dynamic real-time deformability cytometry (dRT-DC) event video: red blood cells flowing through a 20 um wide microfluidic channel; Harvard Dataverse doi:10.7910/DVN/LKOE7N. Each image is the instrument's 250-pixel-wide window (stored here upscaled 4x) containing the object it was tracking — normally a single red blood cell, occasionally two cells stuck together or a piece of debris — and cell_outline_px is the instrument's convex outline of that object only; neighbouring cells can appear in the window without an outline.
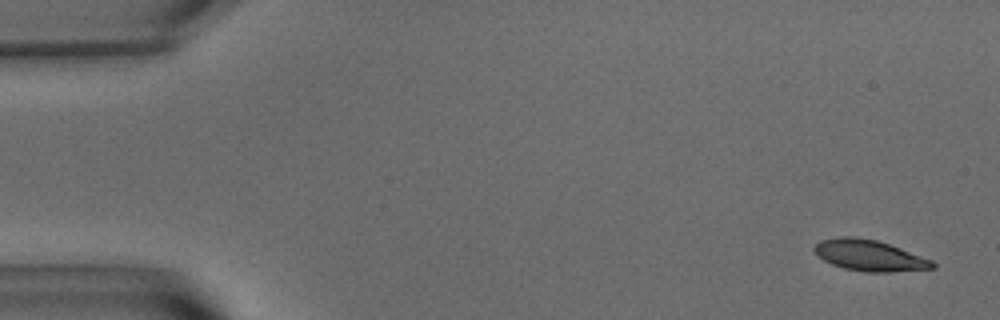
{"species": "common noctule bat (a hibernating species)", "species_latin": "Nyctalus noctula", "temperature_condition": "warm", "stored_images_in_passage": 14, "camera_frame_rate_fps": 3000, "um_per_image_px": 0.085, "animal": {"sex": "male", "body_mass_g": 15.6}, "frame": {"image": 1, "passage_image": 1, "time_ms": 0.0, "image_size_px": [1000, 320], "cell_outline_px": [[936, 268], [888, 272], [868, 272], [844, 268], [832, 264], [824, 260], [812, 248], [820, 240], [840, 236], [856, 236], [876, 240], [900, 248], [932, 260], [936, 264]], "centroid_in_image_um": [73.9, 21.7], "position_along_channel_um": 11.1, "area_um2": 21.21}}